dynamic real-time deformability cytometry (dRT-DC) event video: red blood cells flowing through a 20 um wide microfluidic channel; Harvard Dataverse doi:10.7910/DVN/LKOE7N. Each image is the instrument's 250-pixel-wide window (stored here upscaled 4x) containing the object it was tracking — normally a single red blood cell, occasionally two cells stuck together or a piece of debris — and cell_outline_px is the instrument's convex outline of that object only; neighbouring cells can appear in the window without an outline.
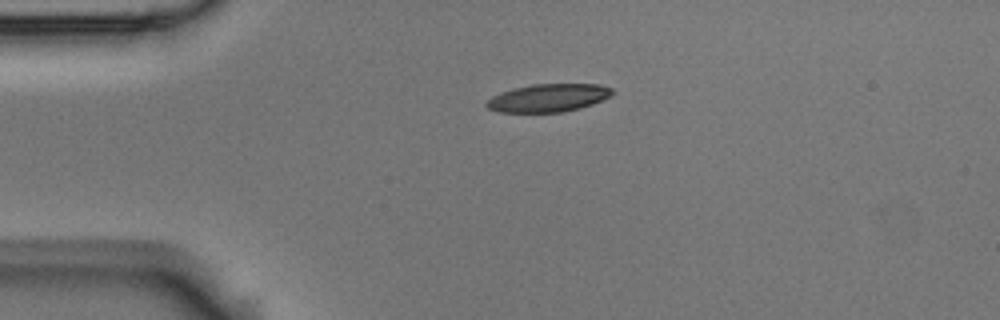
{"species": "Egyptian fruit bat (a non-hibernating species)", "species_latin": "Rousettus aegyptiacus", "temperature_condition": "room temperature", "stored_images_in_passage": 3, "camera_frame_rate_fps": 3000, "um_per_image_px": 0.085, "animal": {"sex": "male"}, "frame": {"image": 1, "passage_image": 1, "time_ms": 0.0, "image_size_px": [1000, 320], "cell_outline_px": [[612, 96], [592, 104], [580, 108], [564, 112], [500, 112], [488, 108], [484, 104], [492, 96], [500, 92], [532, 84], [600, 84], [612, 88]], "centroid_in_image_um": [46.62, 8.32], "position_along_channel_um": 38.4, "area_um2": 20.46}}
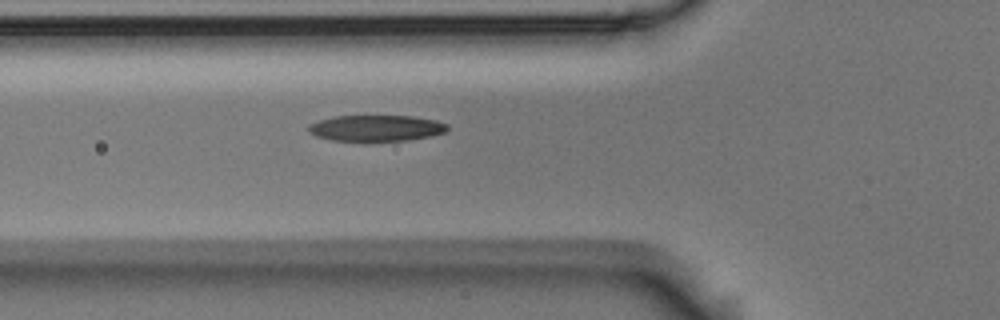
{"frame": {"image": 2, "passage_image": 3, "time_ms": 0.667, "image_size_px": [1000, 320], "cell_outline_px": [[448, 128], [444, 132], [428, 136], [408, 140], [364, 144], [328, 140], [316, 136], [308, 132], [308, 124], [332, 116], [412, 116], [436, 120], [448, 124]], "centroid_in_image_um": [31.9, 10.93], "position_along_channel_um": 93.9, "area_um2": 22.08}}